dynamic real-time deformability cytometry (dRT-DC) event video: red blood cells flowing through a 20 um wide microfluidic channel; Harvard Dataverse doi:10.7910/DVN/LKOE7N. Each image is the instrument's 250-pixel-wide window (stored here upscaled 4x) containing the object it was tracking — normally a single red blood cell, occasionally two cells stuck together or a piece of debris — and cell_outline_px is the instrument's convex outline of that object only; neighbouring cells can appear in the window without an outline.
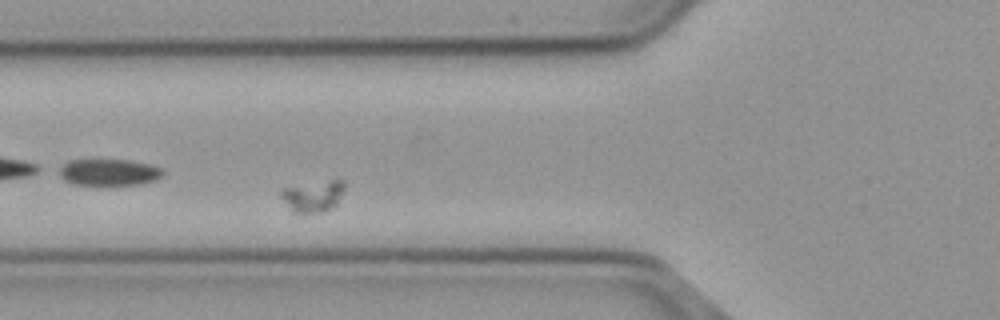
{"species": "common noctule bat (a hibernating species)", "species_latin": "Nyctalus noctula", "temperature_condition": "cold", "stored_images_in_passage": 54, "camera_frame_rate_fps": 3000, "um_per_image_px": 0.085, "animal": {"sex": "male", "body_mass_g": 23.1, "forearm_length_mm": 52.7}, "frame": {"image": 1, "passage_image": 22, "time_ms": 7.0, "image_size_px": [1000, 320], "cell_outline_px": [[344, 188], [336, 204], [332, 208], [324, 212], [292, 212], [280, 196], [280, 192], [284, 188], [332, 180], [344, 180]], "centroid_in_image_um": [26.61, 16.69], "position_along_channel_um": 99.2, "area_um2": 11.21}}
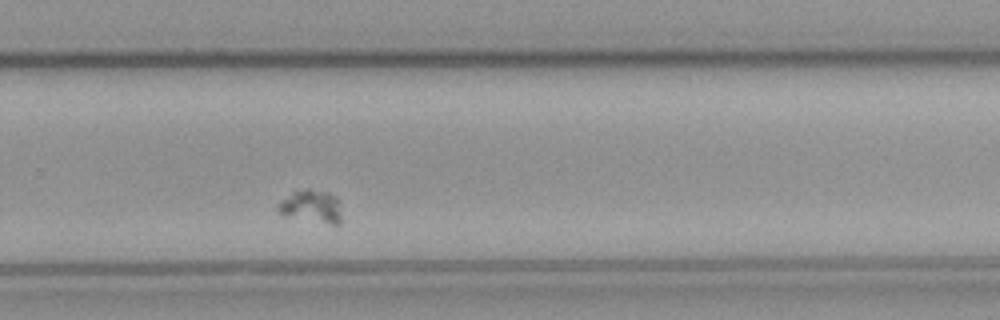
{"frame": {"image": 2, "passage_image": 40, "time_ms": 13.0, "image_size_px": [1000, 320], "cell_outline_px": [[340, 224], [332, 224], [284, 216], [276, 208], [276, 204], [280, 200], [292, 192], [304, 188], [308, 188], [328, 192], [336, 200], [340, 216]], "centroid_in_image_um": [26.38, 17.53], "position_along_channel_um": 303.4, "area_um2": 11.96}}
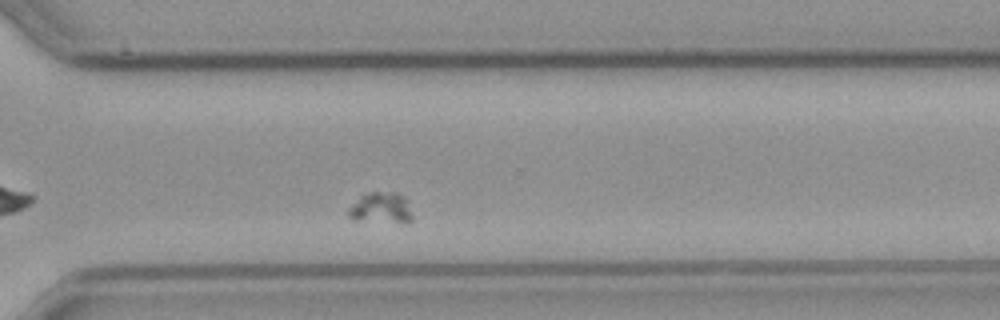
{"frame": {"image": 3, "passage_image": 43, "time_ms": 14.0, "image_size_px": [1000, 320], "cell_outline_px": [[412, 220], [352, 220], [348, 216], [348, 208], [360, 196], [372, 192], [396, 192], [404, 196], [412, 216]], "centroid_in_image_um": [32.32, 17.63], "position_along_channel_um": 338.3, "area_um2": 10.92}}